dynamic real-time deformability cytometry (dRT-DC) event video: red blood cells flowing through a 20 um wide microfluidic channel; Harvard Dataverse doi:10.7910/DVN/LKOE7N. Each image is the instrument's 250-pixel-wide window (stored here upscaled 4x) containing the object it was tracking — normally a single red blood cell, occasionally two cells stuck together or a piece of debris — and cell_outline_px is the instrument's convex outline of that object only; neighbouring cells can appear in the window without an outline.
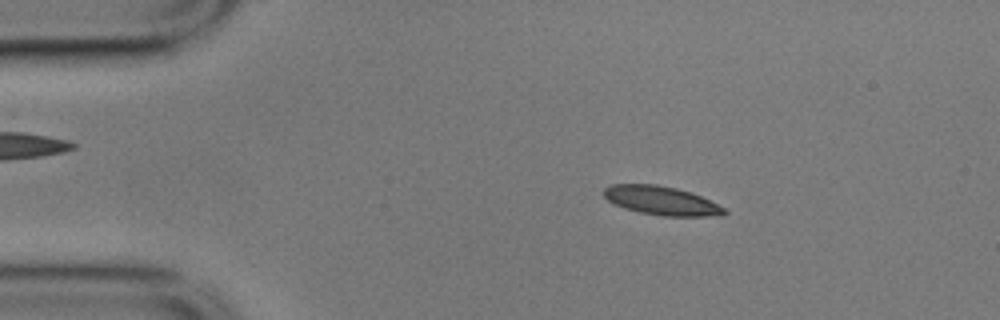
{"species": "common noctule bat (a hibernating species)", "species_latin": "Nyctalus noctula", "temperature_condition": "cold", "stored_images_in_passage": 49, "camera_frame_rate_fps": 3000, "um_per_image_px": 0.085, "animal": {"sex": "male", "body_mass_g": 17.9}, "frame": {"image": 1, "passage_image": 3, "time_ms": 0.667, "image_size_px": [1000, 320], "cell_outline_px": [[728, 212], [724, 216], [664, 216], [640, 212], [624, 208], [612, 204], [604, 196], [604, 188], [612, 184], [656, 184], [676, 188], [692, 192], [724, 208]], "centroid_in_image_um": [56.21, 17.05], "position_along_channel_um": 28.8, "area_um2": 20.23}}
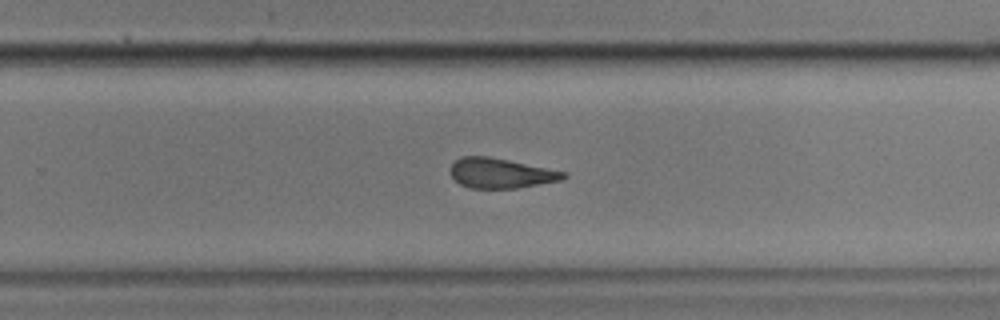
{"frame": {"image": 2, "passage_image": 29, "time_ms": 9.333, "image_size_px": [1000, 320], "cell_outline_px": [[568, 176], [560, 180], [516, 188], [472, 188], [460, 184], [448, 172], [452, 164], [460, 156], [488, 156], [568, 172]], "centroid_in_image_um": [42.55, 14.71], "position_along_channel_um": 287.3, "area_um2": 19.65}}
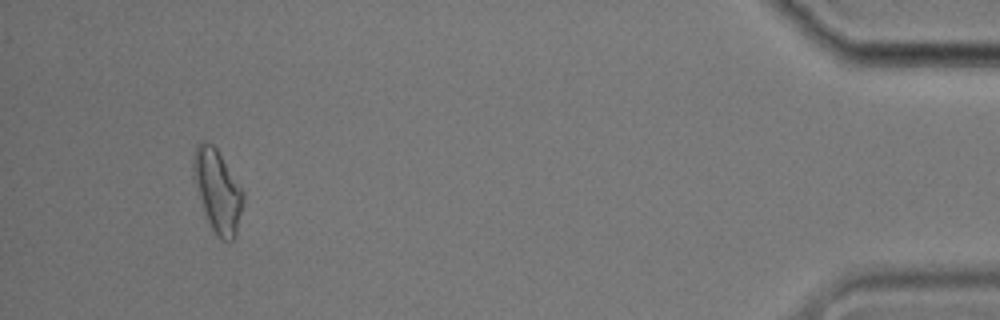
{"frame": {"image": 3, "passage_image": 46, "time_ms": 15.0, "image_size_px": [1000, 320], "cell_outline_px": [[244, 200], [236, 236], [232, 240], [220, 240], [216, 236], [208, 220], [204, 208], [192, 168], [192, 156], [196, 144], [200, 140], [204, 140], [212, 144], [216, 148], [244, 192]], "centroid_in_image_um": [18.51, 16.2], "position_along_channel_um": 416.7, "area_um2": 23.52}, "authors_computed_cell_mechanics": {"area_um2": 20.9814, "velocity_mm_per_s": 3.5276, "shape_relaxation_time_tau1_ms": null, "shape_relaxation_time_tau2_ms": 3.9558, "deformation_change_tau1": null, "deformation_change_tau2": 0.1264}}